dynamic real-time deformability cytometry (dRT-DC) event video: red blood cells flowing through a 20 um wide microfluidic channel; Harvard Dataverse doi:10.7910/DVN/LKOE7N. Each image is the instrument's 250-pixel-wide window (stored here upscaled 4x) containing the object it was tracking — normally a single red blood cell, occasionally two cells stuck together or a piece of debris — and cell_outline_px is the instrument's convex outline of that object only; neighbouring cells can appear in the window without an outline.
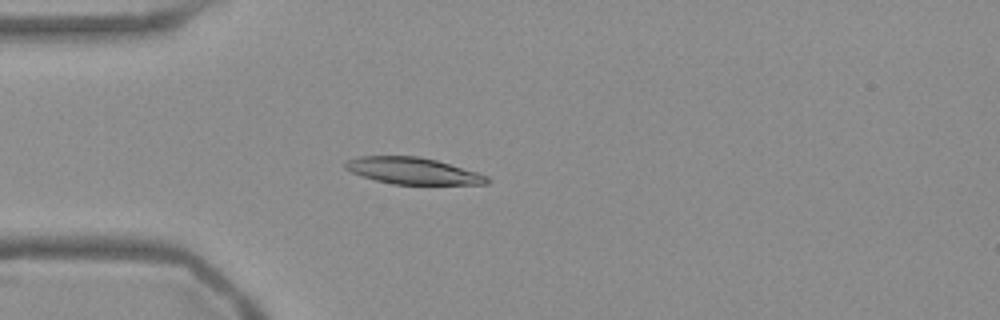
{"species": "Egyptian fruit bat (a non-hibernating species)", "species_latin": "Rousettus aegyptiacus", "temperature_condition": "warm", "stored_images_in_passage": 47, "camera_frame_rate_fps": 3000, "um_per_image_px": 0.085, "frame": {"image": 1, "passage_image": 8, "time_ms": 2.333, "image_size_px": [1000, 320], "cell_outline_px": [[492, 180], [488, 184], [392, 184], [360, 176], [344, 168], [344, 164], [348, 160], [360, 156], [420, 156], [436, 160], [476, 172], [488, 176]], "centroid_in_image_um": [35.09, 14.52], "position_along_channel_um": 49.9, "area_um2": 21.91}}
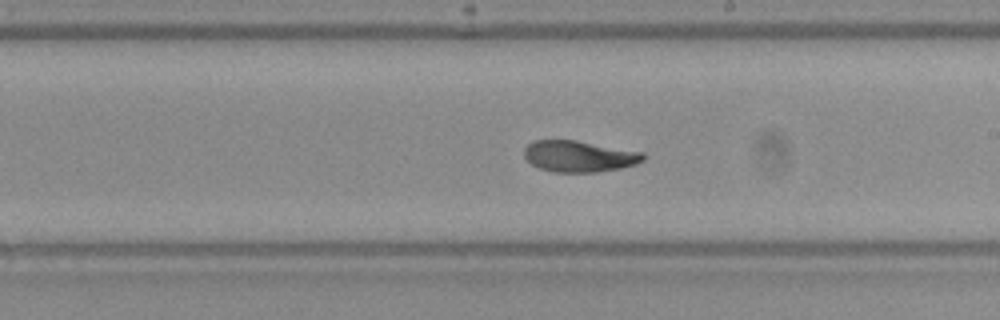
{"frame": {"image": 2, "passage_image": 24, "time_ms": 7.667, "image_size_px": [1000, 320], "cell_outline_px": [[648, 156], [644, 160], [636, 164], [620, 168], [596, 172], [552, 172], [540, 168], [532, 164], [524, 156], [524, 148], [532, 140], [576, 140], [644, 152]], "centroid_in_image_um": [49.25, 13.28], "position_along_channel_um": 239.7, "area_um2": 21.85}}
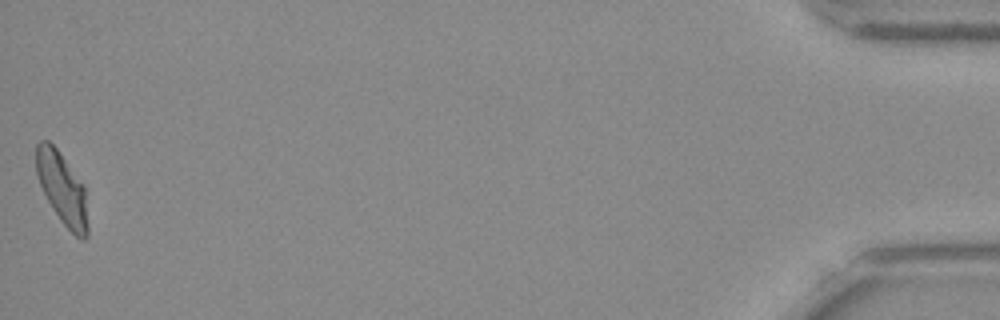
{"frame": {"image": 3, "passage_image": 47, "time_ms": 15.333, "image_size_px": [1000, 320], "cell_outline_px": [[88, 236], [84, 240], [80, 240], [60, 220], [52, 208], [40, 184], [36, 172], [36, 144], [40, 140], [48, 140], [56, 148], [84, 184], [88, 224]], "centroid_in_image_um": [5.3, 16.03], "position_along_channel_um": 429.9, "area_um2": 21.56}, "authors_computed_cell_mechanics": {"area_um2": 21.964, "velocity_mm_per_s": 3.759, "shape_relaxation_time_tau1_ms": null, "shape_relaxation_time_tau2_ms": 2.6262, "deformation_change_tau1": null, "deformation_change_tau2": 0.0713}}